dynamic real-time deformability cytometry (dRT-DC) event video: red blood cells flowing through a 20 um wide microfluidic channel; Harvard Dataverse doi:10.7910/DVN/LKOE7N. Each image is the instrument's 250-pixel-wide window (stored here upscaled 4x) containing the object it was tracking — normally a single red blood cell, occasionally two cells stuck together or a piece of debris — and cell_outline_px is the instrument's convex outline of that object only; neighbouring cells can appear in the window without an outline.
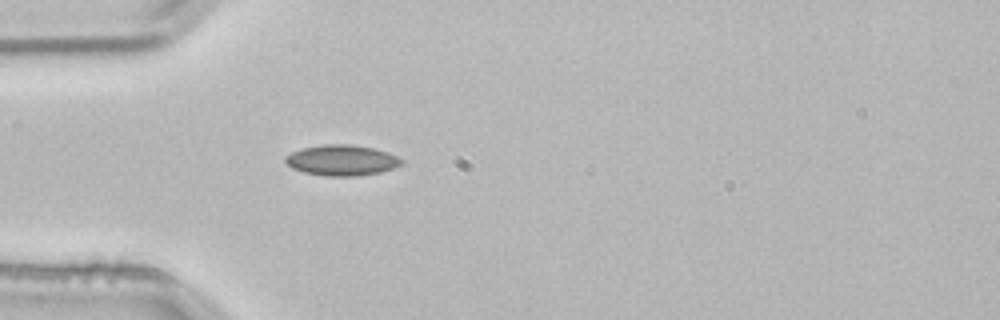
{"species": "common noctule bat (a hibernating species)", "species_latin": "Nyctalus noctula", "temperature_condition": "room temperature", "stored_images_in_passage": 3, "camera_frame_rate_fps": 3000, "um_per_image_px": 0.085, "animal": {"sex": "male", "body_mass_g": 21.5, "forearm_length_mm": 52.0}, "frame": {"image": 1, "passage_image": 3, "time_ms": 0.667, "image_size_px": [1000, 320], "cell_outline_px": [[404, 160], [400, 164], [392, 168], [380, 172], [360, 176], [324, 176], [304, 172], [292, 168], [284, 160], [284, 156], [292, 152], [304, 148], [324, 144], [348, 144], [372, 148], [388, 152]], "centroid_in_image_um": [29.03, 13.63], "position_along_channel_um": 56.0, "area_um2": 20.63}}